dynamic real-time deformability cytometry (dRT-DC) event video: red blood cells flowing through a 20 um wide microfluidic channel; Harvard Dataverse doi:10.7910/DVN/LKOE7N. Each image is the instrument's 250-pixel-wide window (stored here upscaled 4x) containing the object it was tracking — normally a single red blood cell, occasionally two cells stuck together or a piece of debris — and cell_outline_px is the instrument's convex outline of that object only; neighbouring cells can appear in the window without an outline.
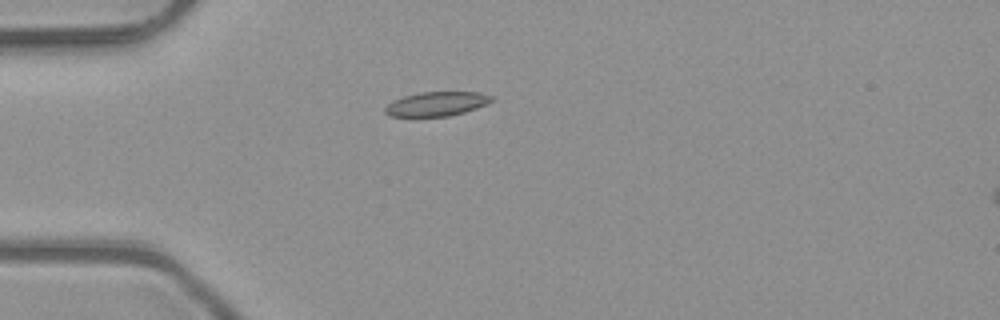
{"species": "common noctule bat (a hibernating species)", "species_latin": "Nyctalus noctula", "temperature_condition": "room temperature", "stored_images_in_passage": 1, "camera_frame_rate_fps": 3000, "um_per_image_px": 0.085, "animal": {"sex": "male", "body_mass_g": 23.1, "forearm_length_mm": 52.7}, "frame": {"image": 1, "passage_image": 1, "time_ms": 0.0, "image_size_px": [1000, 320], "cell_outline_px": [[496, 100], [488, 104], [464, 112], [448, 116], [416, 120], [388, 116], [384, 112], [384, 108], [392, 100], [404, 96], [420, 92], [480, 92], [492, 96]], "centroid_in_image_um": [37.04, 8.88], "position_along_channel_um": 48.0, "area_um2": 16.01}}